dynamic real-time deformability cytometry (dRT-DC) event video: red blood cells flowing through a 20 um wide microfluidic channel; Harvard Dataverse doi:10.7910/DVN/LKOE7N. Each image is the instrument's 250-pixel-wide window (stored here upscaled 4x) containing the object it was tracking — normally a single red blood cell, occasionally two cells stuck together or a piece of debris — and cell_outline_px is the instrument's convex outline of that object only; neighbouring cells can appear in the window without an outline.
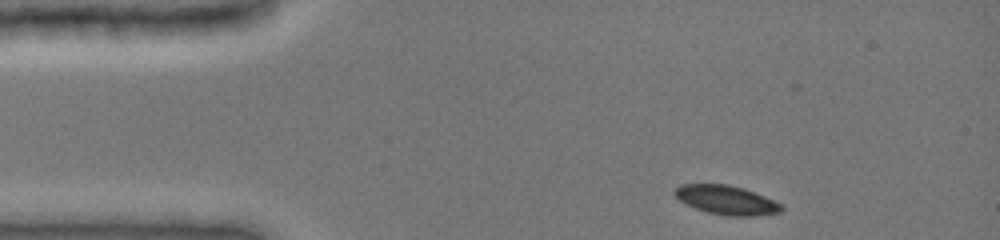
{"species": "common noctule bat (a hibernating species)", "species_latin": "Nyctalus noctula", "temperature_condition": "cold", "stored_images_in_passage": 30, "camera_frame_rate_fps": 3000, "um_per_image_px": 0.085, "animal": {"sex": "female", "body_mass_g": 19.0, "forearm_length_mm": 51.5}, "frame": {"image": 1, "passage_image": 1, "time_ms": 0.0, "image_size_px": [1000, 240], "cell_outline_px": [[784, 208], [780, 212], [752, 216], [728, 216], [708, 212], [696, 208], [680, 200], [672, 192], [680, 184], [728, 184], [744, 188], [764, 196], [780, 204]], "centroid_in_image_um": [61.73, 16.99], "position_along_channel_um": 23.3, "area_um2": 17.86}}
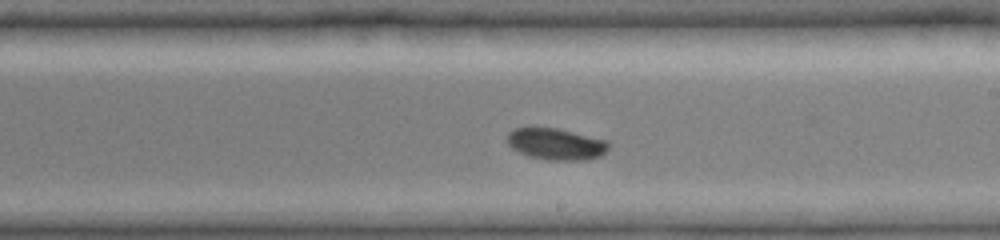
{"frame": {"image": 2, "passage_image": 18, "time_ms": 7.0, "image_size_px": [1000, 240], "cell_outline_px": [[612, 144], [600, 156], [584, 160], [548, 160], [528, 156], [512, 148], [508, 144], [508, 132], [516, 128], [532, 124], [556, 128], [608, 140]], "centroid_in_image_um": [47.24, 12.2], "position_along_channel_um": 241.8, "area_um2": 19.13}}
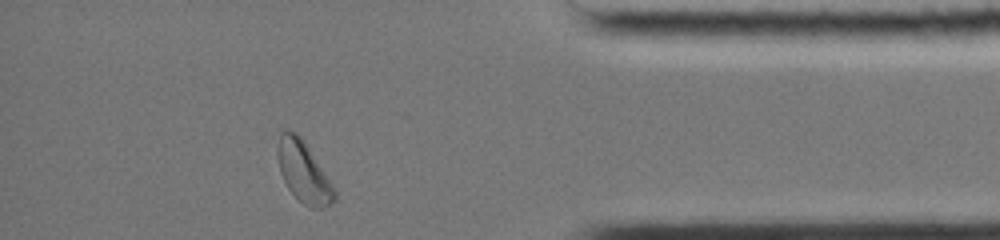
{"frame": {"image": 3, "passage_image": 30, "time_ms": 11.667, "image_size_px": [1000, 240], "cell_outline_px": [[336, 200], [332, 204], [324, 208], [312, 208], [304, 204], [288, 188], [280, 172], [276, 152], [276, 148], [280, 132], [288, 128], [296, 132], [300, 136], [332, 184], [336, 192]], "centroid_in_image_um": [25.78, 14.6], "position_along_channel_um": 409.4, "area_um2": 20.06}, "authors_computed_cell_mechanics": {"area_um2": 19.0162, "velocity_mm_per_s": 3.9799, "shape_relaxation_time_tau1_ms": 5.0849, "shape_relaxation_time_tau2_ms": null, "deformation_change_tau1": 0.1214, "deformation_change_tau2": null}}